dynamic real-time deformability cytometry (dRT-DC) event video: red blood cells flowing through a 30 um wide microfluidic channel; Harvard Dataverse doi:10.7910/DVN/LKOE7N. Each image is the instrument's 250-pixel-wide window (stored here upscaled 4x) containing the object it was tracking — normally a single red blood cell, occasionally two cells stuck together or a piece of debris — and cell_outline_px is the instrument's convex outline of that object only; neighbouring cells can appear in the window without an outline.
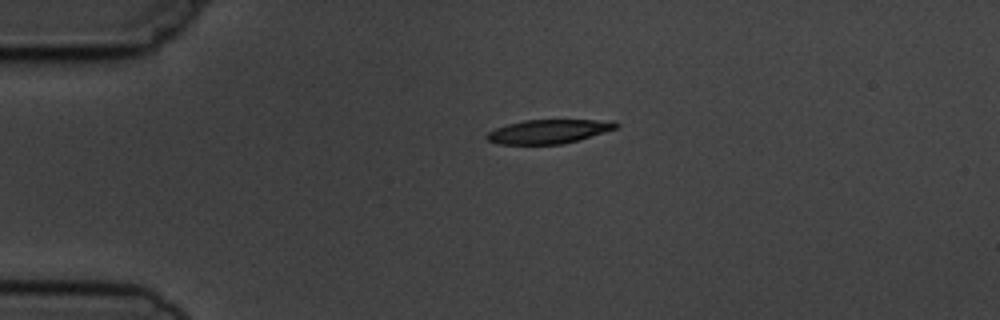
{"species": "common noctule bat (a hibernating species)", "species_latin": "Nyctalus noctula", "temperature_condition": "cold", "stored_images_in_passage": 2, "camera_frame_rate_fps": 3000, "um_per_image_px": 0.085, "animal": {"sex": "male", "body_mass_g": 19.5, "forearm_length_mm": 54.6}, "frame": {"image": 1, "passage_image": 1, "time_ms": 0.0, "image_size_px": [1000, 320], "cell_outline_px": [[620, 124], [616, 128], [576, 140], [560, 144], [500, 144], [488, 140], [484, 136], [488, 132], [496, 128], [508, 124], [524, 120], [612, 120]], "centroid_in_image_um": [46.6, 11.16], "position_along_channel_um": 38.4, "area_um2": 17.74}}